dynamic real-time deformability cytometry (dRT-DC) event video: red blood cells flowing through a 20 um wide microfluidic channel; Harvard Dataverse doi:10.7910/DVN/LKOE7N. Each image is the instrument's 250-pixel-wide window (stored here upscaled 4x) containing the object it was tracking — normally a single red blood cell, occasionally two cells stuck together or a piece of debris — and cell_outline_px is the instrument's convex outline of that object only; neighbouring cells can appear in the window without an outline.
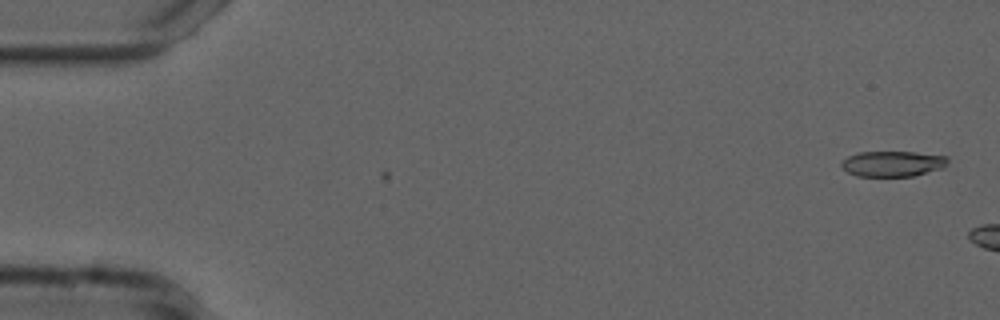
{"species": "common noctule bat (a hibernating species)", "species_latin": "Nyctalus noctula", "temperature_condition": "cold", "stored_images_in_passage": 2, "camera_frame_rate_fps": 3000, "um_per_image_px": 0.085, "animal": {"sex": "male", "forearm_length_mm": 52.5}, "frame": {"image": 1, "passage_image": 2, "time_ms": 0.333, "image_size_px": [1000, 320], "cell_outline_px": [[948, 160], [944, 168], [912, 176], [856, 176], [848, 172], [840, 164], [848, 156], [860, 152], [916, 152], [948, 156]], "centroid_in_image_um": [75.91, 13.91], "position_along_channel_um": 9.1, "area_um2": 15.78}}